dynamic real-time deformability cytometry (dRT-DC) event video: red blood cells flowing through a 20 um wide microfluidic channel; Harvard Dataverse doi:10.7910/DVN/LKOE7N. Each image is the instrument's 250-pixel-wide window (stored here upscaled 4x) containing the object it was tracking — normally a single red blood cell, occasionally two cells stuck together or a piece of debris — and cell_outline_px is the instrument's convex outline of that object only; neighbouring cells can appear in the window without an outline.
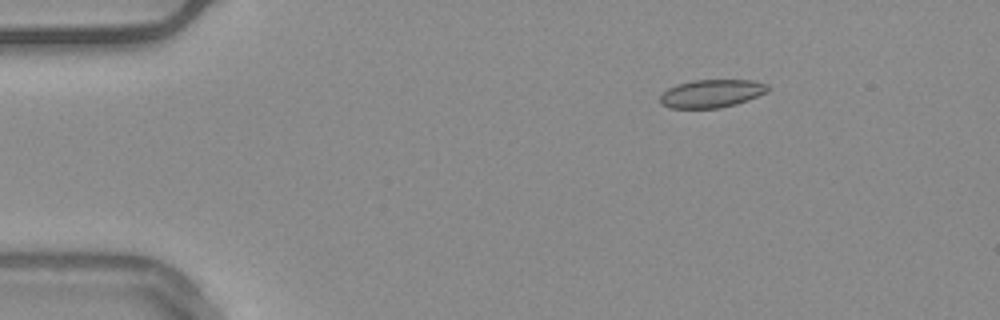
{"species": "common noctule bat (a hibernating species)", "species_latin": "Nyctalus noctula", "temperature_condition": "warm", "stored_images_in_passage": 54, "camera_frame_rate_fps": 3000, "um_per_image_px": 0.085, "animal": {"sex": "male", "body_mass_g": 20.4}, "frame": {"image": 1, "passage_image": 8, "time_ms": 2.333, "image_size_px": [1000, 320], "cell_outline_px": [[768, 92], [748, 100], [736, 104], [720, 108], [672, 108], [660, 104], [660, 96], [668, 88], [676, 84], [692, 80], [752, 80], [768, 84]], "centroid_in_image_um": [60.49, 7.95], "position_along_channel_um": 24.5, "area_um2": 17.69}}
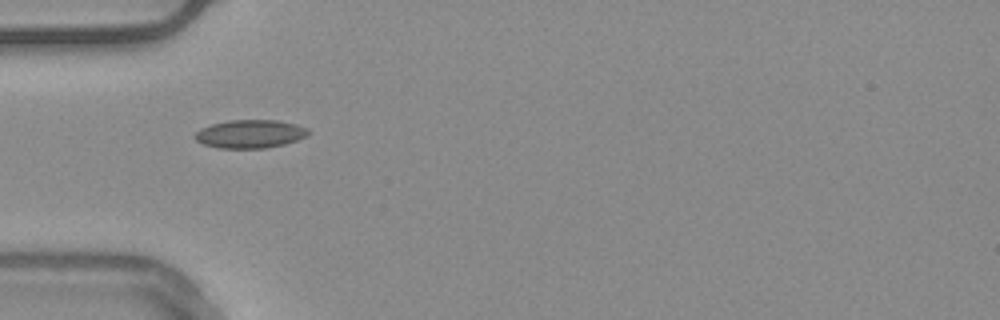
{"frame": {"image": 2, "passage_image": 17, "time_ms": 5.333, "image_size_px": [1000, 320], "cell_outline_px": [[308, 136], [284, 144], [264, 148], [220, 148], [204, 144], [196, 140], [192, 136], [200, 128], [212, 124], [228, 120], [276, 120], [296, 124], [308, 128]], "centroid_in_image_um": [21.24, 11.38], "position_along_channel_um": 63.8, "area_um2": 18.67}}
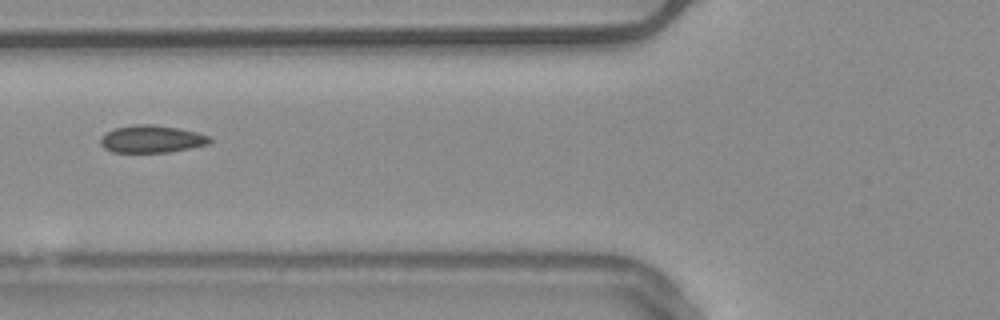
{"frame": {"image": 3, "passage_image": 21, "time_ms": 6.667, "image_size_px": [1000, 320], "cell_outline_px": [[212, 140], [208, 144], [168, 152], [112, 152], [104, 148], [100, 144], [100, 136], [116, 128], [136, 124], [152, 124], [180, 128], [196, 132], [208, 136]], "centroid_in_image_um": [12.86, 11.81], "position_along_channel_um": 112.9, "area_um2": 17.34}, "authors_computed_cell_mechanics": {"area_um2": 17.34, "velocity_mm_per_s": 3.7492, "shape_relaxation_time_tau1_ms": null, "shape_relaxation_time_tau2_ms": 1.6207, "deformation_change_tau1": null, "deformation_change_tau2": 0.0692}}